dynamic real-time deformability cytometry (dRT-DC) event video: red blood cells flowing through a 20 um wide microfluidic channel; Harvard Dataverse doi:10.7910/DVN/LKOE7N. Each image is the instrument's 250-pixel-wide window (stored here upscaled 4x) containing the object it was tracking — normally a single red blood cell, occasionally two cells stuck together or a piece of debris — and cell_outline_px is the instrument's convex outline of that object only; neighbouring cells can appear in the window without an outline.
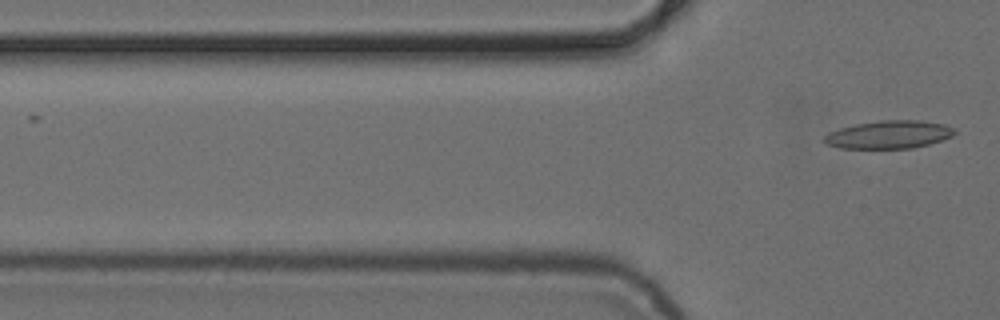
{"species": "common noctule bat (a hibernating species)", "species_latin": "Nyctalus noctula", "temperature_condition": "cold", "stored_images_in_passage": 2, "camera_frame_rate_fps": 3000, "um_per_image_px": 0.085, "animal": {"sex": "female", "body_mass_g": 24.6, "forearm_length_mm": 56.2}, "frame": {"image": 1, "passage_image": 2, "time_ms": 1.333, "image_size_px": [1000, 320], "cell_outline_px": [[956, 132], [952, 136], [928, 144], [912, 148], [840, 148], [824, 144], [824, 136], [828, 132], [840, 128], [856, 124], [880, 120], [920, 120], [944, 124], [956, 128]], "centroid_in_image_um": [75.55, 11.43], "position_along_channel_um": 50.3, "area_um2": 21.27}}